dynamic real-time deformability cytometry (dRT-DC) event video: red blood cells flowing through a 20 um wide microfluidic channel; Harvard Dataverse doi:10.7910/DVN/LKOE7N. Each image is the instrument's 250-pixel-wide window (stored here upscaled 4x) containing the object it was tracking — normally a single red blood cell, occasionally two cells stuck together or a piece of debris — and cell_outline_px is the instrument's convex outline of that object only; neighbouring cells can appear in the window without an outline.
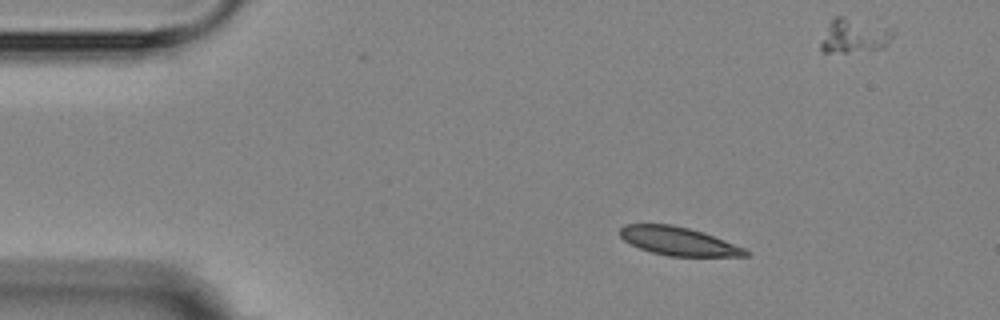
{"species": "Egyptian fruit bat (a non-hibernating species)", "species_latin": "Rousettus aegyptiacus", "temperature_condition": "room temperature", "stored_images_in_passage": 4, "camera_frame_rate_fps": 3000, "um_per_image_px": 0.085, "animal": {"sex": "female"}, "frame": {"image": 1, "passage_image": 1, "time_ms": 0.0, "image_size_px": [1000, 320], "cell_outline_px": [[748, 256], [668, 256], [652, 252], [640, 248], [624, 240], [620, 236], [620, 228], [624, 224], [672, 224], [688, 228], [724, 240], [744, 248], [748, 252]], "centroid_in_image_um": [57.62, 20.5], "position_along_channel_um": 27.4, "area_um2": 20.4}}